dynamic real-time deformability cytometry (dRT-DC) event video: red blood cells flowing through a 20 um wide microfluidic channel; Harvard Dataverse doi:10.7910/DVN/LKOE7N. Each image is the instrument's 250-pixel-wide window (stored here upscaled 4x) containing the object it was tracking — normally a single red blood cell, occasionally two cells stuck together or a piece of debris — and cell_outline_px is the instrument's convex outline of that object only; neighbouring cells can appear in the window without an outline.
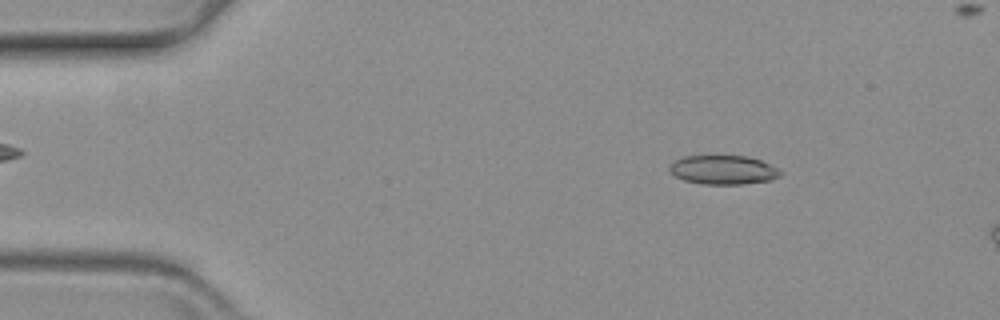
{"species": "common noctule bat (a hibernating species)", "species_latin": "Nyctalus noctula", "temperature_condition": "warm", "stored_images_in_passage": 14, "camera_frame_rate_fps": 3000, "um_per_image_px": 0.085, "animal": {"sex": "female", "body_mass_g": 19.3, "forearm_length_mm": 54.1}, "frame": {"image": 1, "passage_image": 8, "time_ms": 2.333, "image_size_px": [1000, 320], "cell_outline_px": [[784, 172], [780, 176], [772, 180], [744, 184], [704, 184], [684, 180], [676, 176], [668, 168], [676, 160], [684, 156], [744, 156], [760, 160]], "centroid_in_image_um": [61.51, 14.45], "position_along_channel_um": 23.5, "area_um2": 18.55}}